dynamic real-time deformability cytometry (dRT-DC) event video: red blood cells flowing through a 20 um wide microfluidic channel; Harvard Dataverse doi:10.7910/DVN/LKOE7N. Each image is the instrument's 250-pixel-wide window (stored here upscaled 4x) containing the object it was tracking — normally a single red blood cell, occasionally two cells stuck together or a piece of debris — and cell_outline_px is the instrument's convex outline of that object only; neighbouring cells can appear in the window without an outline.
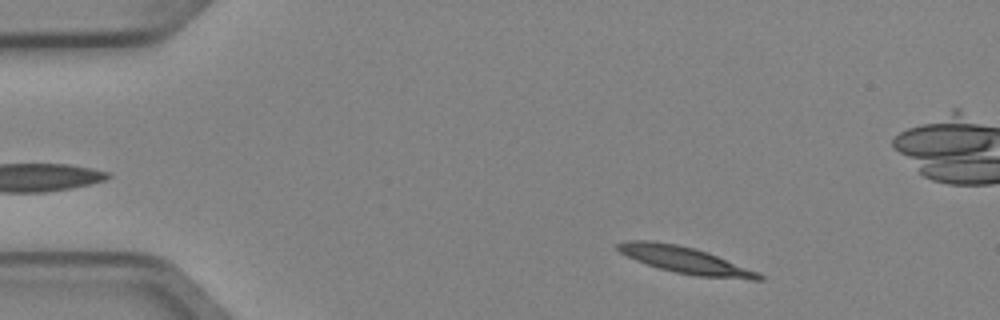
{"species": "Egyptian fruit bat (a non-hibernating species)", "species_latin": "Rousettus aegyptiacus", "temperature_condition": "cold", "stored_images_in_passage": 3, "camera_frame_rate_fps": 3000, "um_per_image_px": 0.085, "animal": {"sex": "female"}, "frame": {"image": 1, "passage_image": 1, "time_ms": 0.0, "image_size_px": [1000, 320], "cell_outline_px": [[764, 280], [752, 280], [696, 276], [676, 272], [660, 268], [636, 260], [620, 252], [616, 248], [616, 244], [624, 240], [652, 240], [676, 244], [708, 252], [760, 272], [764, 276]], "centroid_in_image_um": [58.29, 22.11], "position_along_channel_um": 26.7, "area_um2": 21.96}}